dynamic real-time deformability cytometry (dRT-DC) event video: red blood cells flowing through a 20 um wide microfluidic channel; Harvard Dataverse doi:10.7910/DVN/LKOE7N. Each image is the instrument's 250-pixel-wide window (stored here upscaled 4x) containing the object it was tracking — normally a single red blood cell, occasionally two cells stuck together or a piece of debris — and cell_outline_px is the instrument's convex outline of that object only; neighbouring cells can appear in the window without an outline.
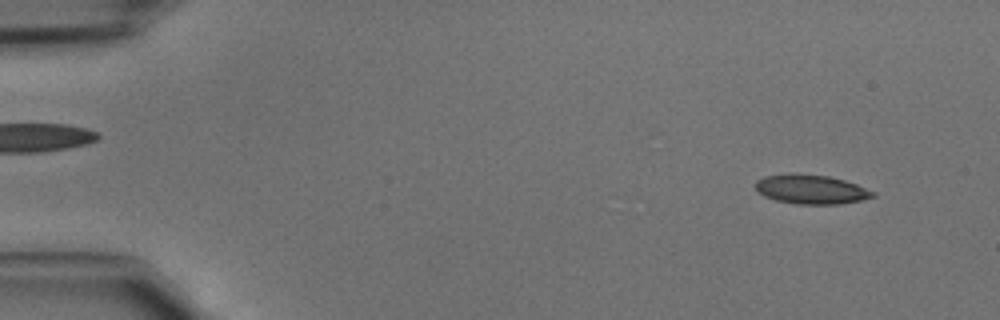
{"species": "common noctule bat (a hibernating species)", "species_latin": "Nyctalus noctula", "temperature_condition": "cold", "stored_images_in_passage": 12, "camera_frame_rate_fps": 3000, "um_per_image_px": 0.085, "animal": {"sex": "male", "body_mass_g": 15.6}, "frame": {"image": 1, "passage_image": 3, "time_ms": 0.667, "image_size_px": [1000, 320], "cell_outline_px": [[876, 196], [860, 200], [840, 204], [796, 204], [776, 200], [764, 196], [756, 188], [756, 180], [764, 176], [828, 176], [844, 180], [856, 184], [876, 192]], "centroid_in_image_um": [69.01, 16.14], "position_along_channel_um": 16.0, "area_um2": 19.19}}